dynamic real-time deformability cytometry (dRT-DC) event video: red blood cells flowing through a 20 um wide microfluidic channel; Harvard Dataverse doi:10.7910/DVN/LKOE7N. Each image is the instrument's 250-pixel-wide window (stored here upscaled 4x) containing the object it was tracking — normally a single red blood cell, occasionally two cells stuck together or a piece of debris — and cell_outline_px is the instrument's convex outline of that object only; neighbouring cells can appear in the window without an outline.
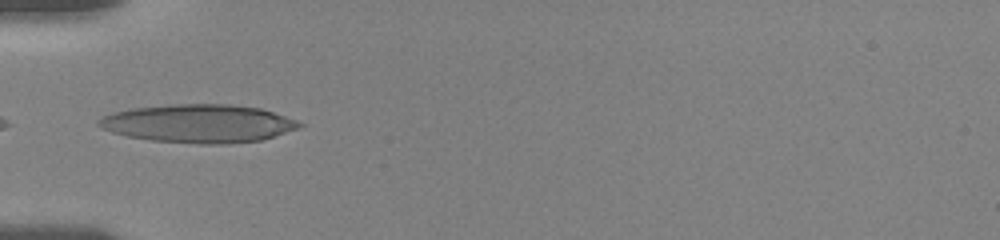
{"species": "human", "species_latin": "Homo sapiens", "temperature_condition": "room temperature", "stored_images_in_passage": 38, "camera_frame_rate_fps": 3000, "um_per_image_px": 0.085, "donor": {"sex": "female"}, "frame": {"image": 1, "passage_image": 1, "time_ms": 0.0, "image_size_px": [1000, 240], "cell_outline_px": [[304, 124], [300, 128], [260, 140], [224, 144], [200, 144], [152, 140], [128, 136], [112, 132], [100, 128], [96, 124], [104, 116], [112, 112], [132, 108], [168, 104], [232, 104], [260, 108], [296, 120]], "centroid_in_image_um": [16.87, 10.49], "position_along_channel_um": 68.1, "area_um2": 44.62}}
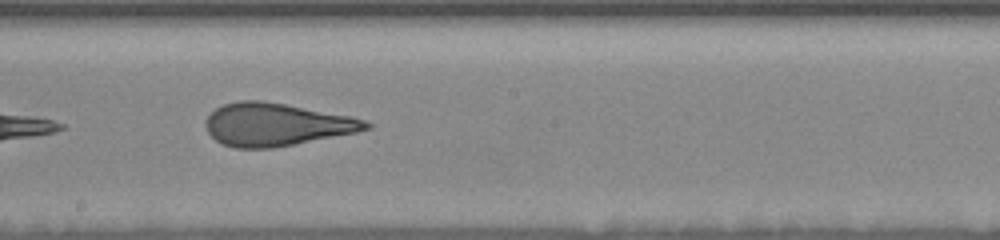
{"frame": {"image": 2, "passage_image": 14, "time_ms": 4.333, "image_size_px": [1000, 240], "cell_outline_px": [[372, 128], [356, 132], [272, 148], [236, 148], [220, 144], [208, 132], [204, 124], [208, 116], [216, 108], [224, 104], [240, 100], [260, 100], [284, 104], [352, 116], [364, 120], [372, 124]], "centroid_in_image_um": [23.46, 10.58], "position_along_channel_um": 224.7, "area_um2": 39.71}}
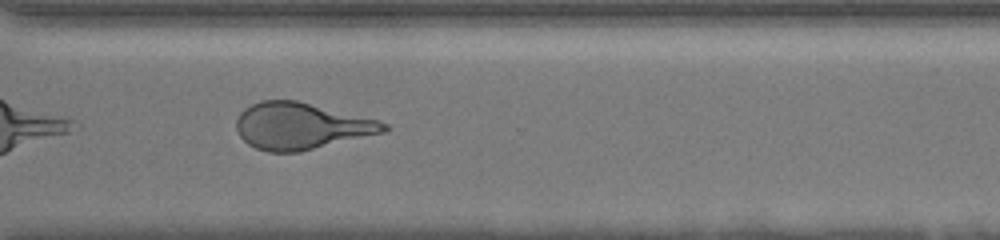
{"frame": {"image": 3, "passage_image": 24, "time_ms": 7.667, "image_size_px": [1000, 240], "cell_outline_px": [[392, 128], [384, 132], [300, 152], [268, 152], [256, 148], [248, 144], [240, 136], [236, 128], [236, 120], [240, 112], [244, 108], [260, 100], [296, 100], [376, 120], [388, 124]], "centroid_in_image_um": [25.56, 10.72], "position_along_channel_um": 345.0, "area_um2": 39.82}, "authors_computed_cell_mechanics": {"area_um2": 40.5178, "velocity_mm_per_s": 3.6234, "shape_relaxation_time_tau1_ms": 6.3882, "shape_relaxation_time_tau2_ms": 1.426, "deformation_change_tau1": 0.2191, "deformation_change_tau2": 0.1115}}